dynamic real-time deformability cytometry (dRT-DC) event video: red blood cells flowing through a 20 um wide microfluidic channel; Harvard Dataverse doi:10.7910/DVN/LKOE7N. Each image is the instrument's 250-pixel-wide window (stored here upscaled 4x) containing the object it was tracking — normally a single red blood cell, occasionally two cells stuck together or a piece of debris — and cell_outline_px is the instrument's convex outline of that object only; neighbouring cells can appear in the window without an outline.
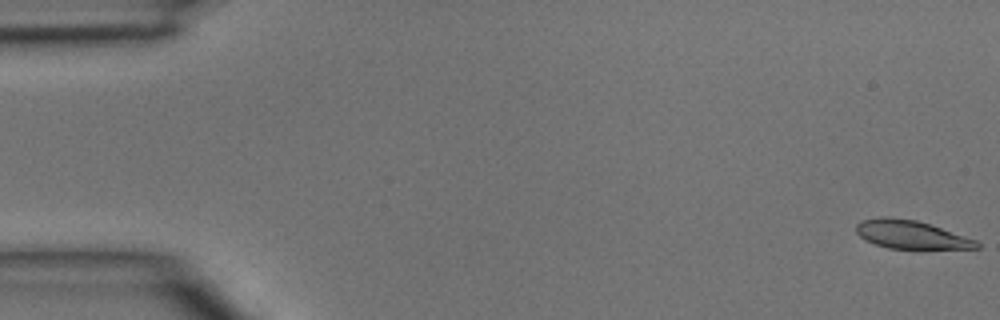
{"species": "common noctule bat (a hibernating species)", "species_latin": "Nyctalus noctula", "temperature_condition": "room temperature", "stored_images_in_passage": 5, "camera_frame_rate_fps": 3000, "um_per_image_px": 0.085, "animal": {"sex": "male", "body_mass_g": 15.6}, "frame": {"image": 1, "passage_image": 1, "time_ms": 0.0, "image_size_px": [1000, 320], "cell_outline_px": [[980, 248], [888, 248], [864, 240], [856, 232], [856, 224], [860, 220], [880, 216], [892, 216], [916, 220], [976, 240], [980, 244]], "centroid_in_image_um": [77.35, 19.92], "position_along_channel_um": 7.7, "area_um2": 19.65}}
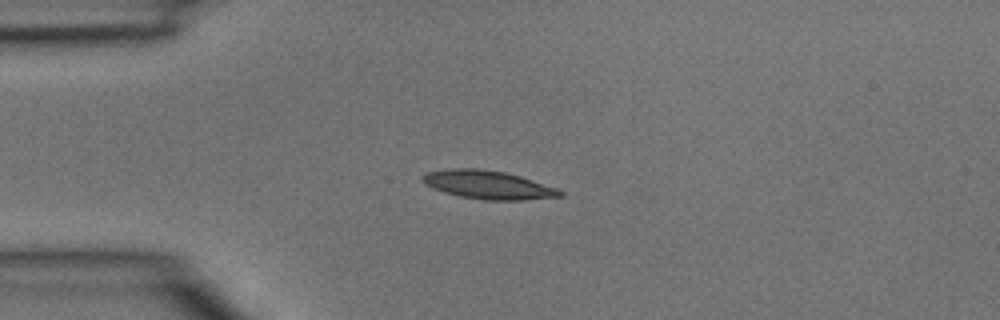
{"frame": {"image": 2, "passage_image": 3, "time_ms": 0.667, "image_size_px": [1000, 320], "cell_outline_px": [[564, 196], [520, 200], [484, 200], [460, 196], [444, 192], [432, 188], [424, 184], [420, 180], [428, 172], [452, 168], [476, 168], [504, 172], [520, 176], [556, 188], [564, 192]], "centroid_in_image_um": [41.47, 15.71], "position_along_channel_um": 43.5, "area_um2": 22.6}}